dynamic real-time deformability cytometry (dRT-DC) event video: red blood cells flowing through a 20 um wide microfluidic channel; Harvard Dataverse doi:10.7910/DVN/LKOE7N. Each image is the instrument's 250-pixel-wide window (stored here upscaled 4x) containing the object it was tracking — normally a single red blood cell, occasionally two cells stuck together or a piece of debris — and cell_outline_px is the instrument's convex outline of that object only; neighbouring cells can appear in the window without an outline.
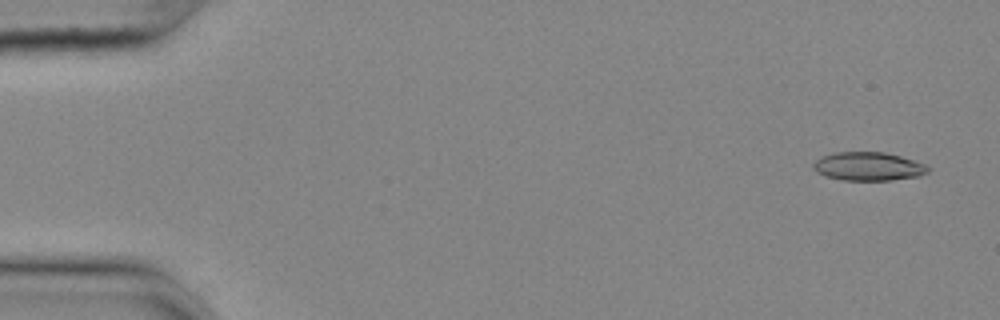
{"species": "common noctule bat (a hibernating species)", "species_latin": "Nyctalus noctula", "temperature_condition": "cold", "stored_images_in_passage": 56, "camera_frame_rate_fps": 3000, "um_per_image_px": 0.085, "animal": {"sex": "female", "body_mass_g": 25.1}, "frame": {"image": 1, "passage_image": 3, "time_ms": 0.667, "image_size_px": [1000, 320], "cell_outline_px": [[932, 168], [928, 172], [920, 176], [892, 180], [844, 180], [824, 176], [816, 172], [812, 168], [812, 164], [816, 160], [824, 156], [836, 152], [884, 152], [900, 156], [924, 164]], "centroid_in_image_um": [73.81, 14.15], "position_along_channel_um": 11.2, "area_um2": 19.07}}
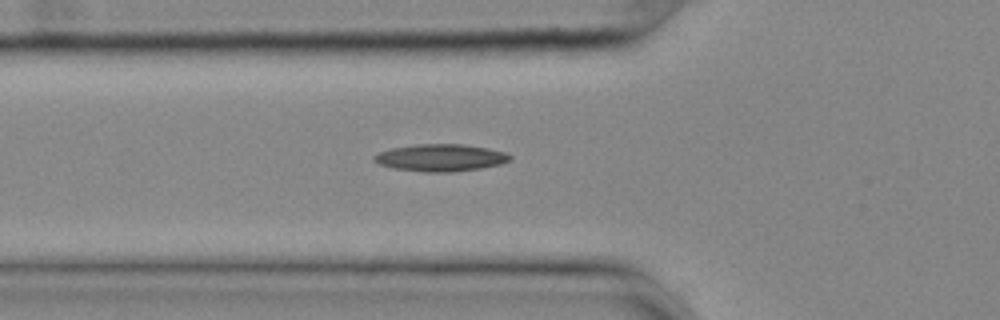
{"frame": {"image": 2, "passage_image": 20, "time_ms": 6.333, "image_size_px": [1000, 320], "cell_outline_px": [[512, 160], [500, 164], [480, 168], [452, 172], [424, 172], [392, 168], [380, 164], [372, 160], [372, 156], [380, 152], [392, 148], [416, 144], [464, 144], [488, 148], [504, 152], [512, 156]], "centroid_in_image_um": [37.45, 13.4], "position_along_channel_um": 88.4, "area_um2": 21.56}}
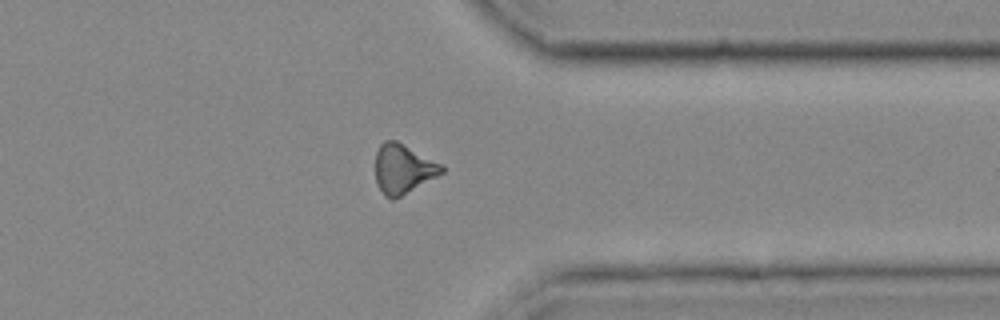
{"frame": {"image": 3, "passage_image": 44, "time_ms": 14.333, "image_size_px": [1000, 320], "cell_outline_px": [[444, 172], [400, 196], [392, 200], [384, 196], [376, 180], [376, 152], [380, 144], [384, 140], [396, 140], [440, 164], [444, 168]], "centroid_in_image_um": [34.22, 14.35], "position_along_channel_um": 377.2, "area_um2": 18.61}}